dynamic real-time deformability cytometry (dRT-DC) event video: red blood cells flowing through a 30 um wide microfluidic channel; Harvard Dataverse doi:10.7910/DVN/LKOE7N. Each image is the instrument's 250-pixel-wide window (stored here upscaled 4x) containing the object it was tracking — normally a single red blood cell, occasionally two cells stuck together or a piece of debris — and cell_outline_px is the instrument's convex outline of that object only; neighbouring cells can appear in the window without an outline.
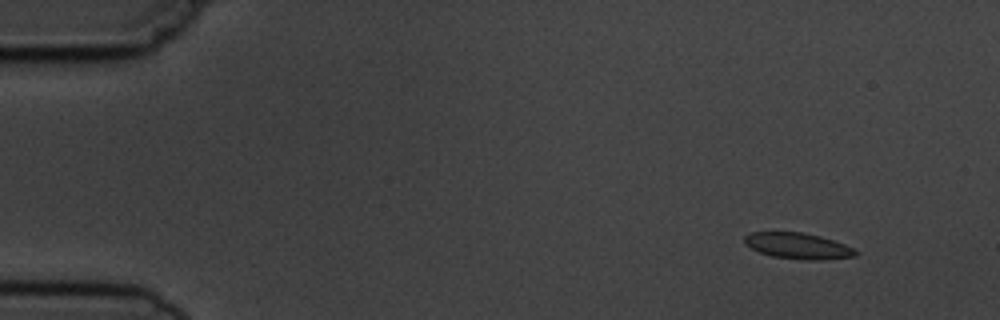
{"species": "common noctule bat (a hibernating species)", "species_latin": "Nyctalus noctula", "temperature_condition": "cold", "stored_images_in_passage": 4, "camera_frame_rate_fps": 3000, "um_per_image_px": 0.085, "animal": {"sex": "male", "body_mass_g": 19.5, "forearm_length_mm": 54.6}, "frame": {"image": 1, "passage_image": 1, "time_ms": 0.0, "image_size_px": [1000, 320], "cell_outline_px": [[860, 252], [856, 256], [820, 260], [804, 260], [772, 256], [760, 252], [744, 244], [744, 236], [752, 232], [800, 232], [820, 236], [844, 244]], "centroid_in_image_um": [67.83, 20.9], "position_along_channel_um": 17.2, "area_um2": 16.76}}
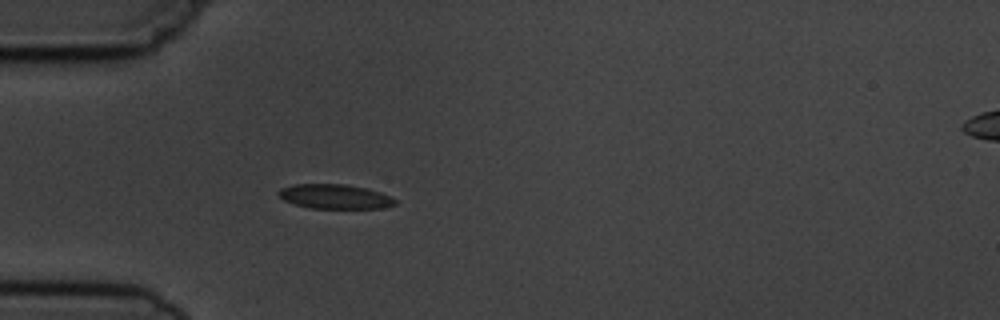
{"frame": {"image": 2, "passage_image": 4, "time_ms": 3.667, "image_size_px": [1000, 320], "cell_outline_px": [[396, 204], [384, 208], [312, 208], [296, 204], [284, 200], [276, 192], [280, 188], [292, 184], [344, 184], [368, 188], [380, 192], [396, 200]], "centroid_in_image_um": [28.45, 16.69], "position_along_channel_um": 56.5, "area_um2": 16.59}}